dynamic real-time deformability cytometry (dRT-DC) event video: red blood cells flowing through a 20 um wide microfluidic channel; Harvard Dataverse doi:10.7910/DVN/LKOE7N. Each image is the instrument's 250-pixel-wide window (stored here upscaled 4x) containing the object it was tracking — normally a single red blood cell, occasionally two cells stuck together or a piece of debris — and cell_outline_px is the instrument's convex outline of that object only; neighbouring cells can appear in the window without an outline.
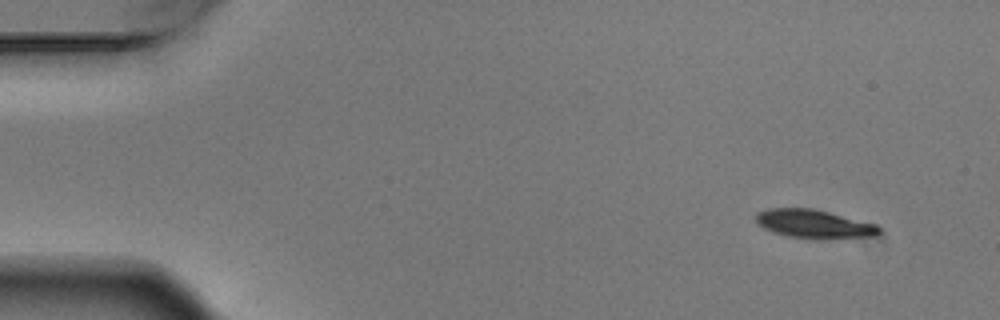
{"species": "Egyptian fruit bat (a non-hibernating species)", "species_latin": "Rousettus aegyptiacus", "temperature_condition": "warm", "stored_images_in_passage": 4, "camera_frame_rate_fps": 3000, "um_per_image_px": 0.085, "animal": {"sex": "male"}, "frame": {"image": 1, "passage_image": 1, "time_ms": 0.0, "image_size_px": [1000, 320], "cell_outline_px": [[880, 232], [876, 236], [820, 240], [812, 240], [788, 236], [764, 228], [756, 224], [756, 212], [768, 208], [812, 208], [876, 224], [880, 228]], "centroid_in_image_um": [69.19, 19.05], "position_along_channel_um": 15.8, "area_um2": 20.75}}
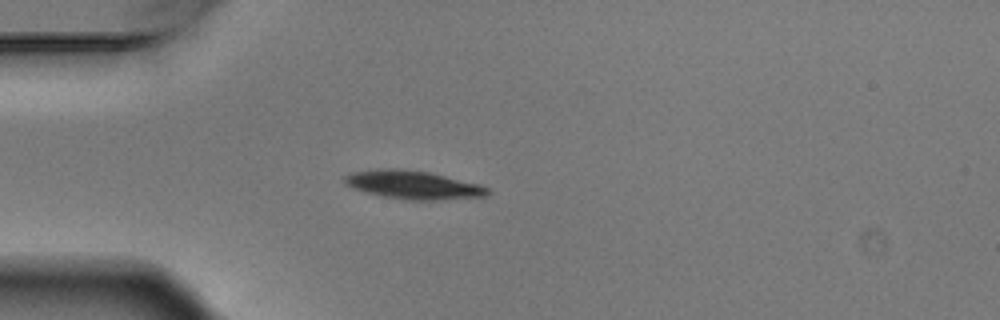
{"frame": {"image": 2, "passage_image": 4, "time_ms": 1.0, "image_size_px": [1000, 320], "cell_outline_px": [[488, 192], [484, 196], [432, 200], [412, 200], [384, 196], [352, 188], [344, 184], [344, 176], [352, 172], [380, 168], [400, 168], [428, 172], [480, 184], [488, 188]], "centroid_in_image_um": [35.07, 15.69], "position_along_channel_um": 49.9, "area_um2": 23.35}}